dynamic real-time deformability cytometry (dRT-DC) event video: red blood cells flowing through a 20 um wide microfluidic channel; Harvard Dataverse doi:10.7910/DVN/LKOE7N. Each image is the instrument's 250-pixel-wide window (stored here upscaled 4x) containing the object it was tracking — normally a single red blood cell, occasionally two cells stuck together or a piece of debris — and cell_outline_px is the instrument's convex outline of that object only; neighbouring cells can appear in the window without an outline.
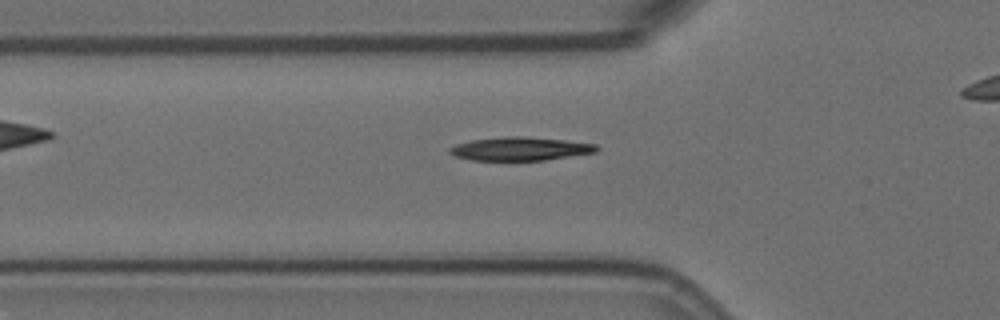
{"species": "Egyptian fruit bat (a non-hibernating species)", "species_latin": "Rousettus aegyptiacus", "temperature_condition": "room temperature", "stored_images_in_passage": 48, "camera_frame_rate_fps": 3000, "um_per_image_px": 0.085, "animal": {"sex": "female"}, "frame": {"image": 1, "passage_image": 18, "time_ms": 5.667, "image_size_px": [1000, 320], "cell_outline_px": [[600, 148], [596, 152], [544, 160], [472, 160], [456, 156], [448, 152], [448, 148], [456, 144], [472, 140], [504, 136], [524, 136], [564, 140], [596, 144]], "centroid_in_image_um": [44.21, 12.64], "position_along_channel_um": 81.6, "area_um2": 20.0}}
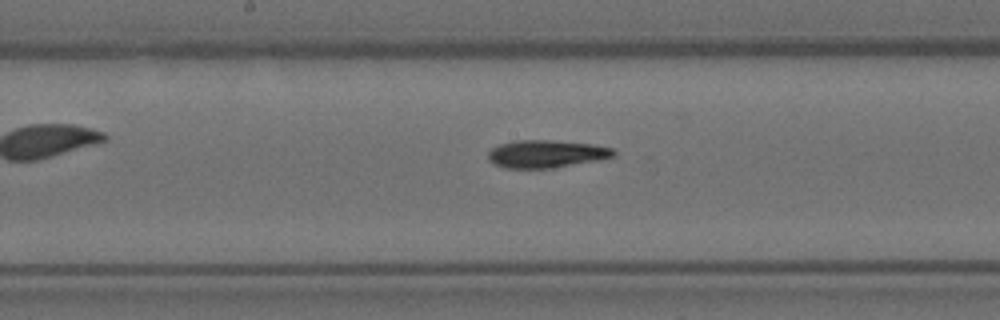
{"frame": {"image": 2, "passage_image": 28, "time_ms": 9.0, "image_size_px": [1000, 320], "cell_outline_px": [[616, 156], [600, 160], [552, 168], [504, 168], [488, 160], [488, 152], [492, 148], [500, 144], [512, 140], [552, 140], [592, 144], [612, 148], [616, 152]], "centroid_in_image_um": [46.44, 13.08], "position_along_channel_um": 201.8, "area_um2": 20.35}}
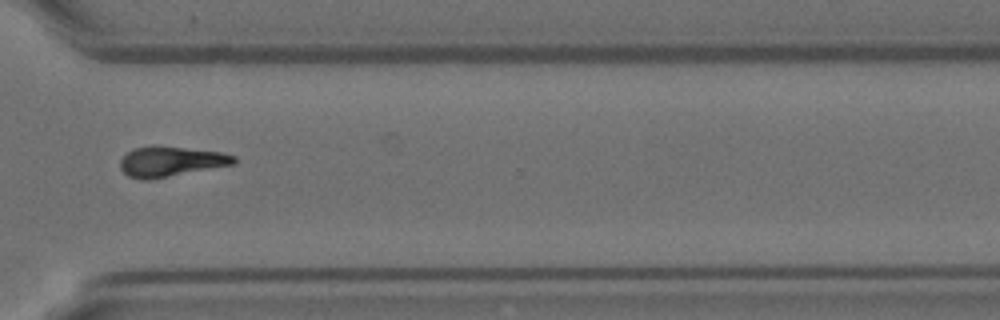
{"frame": {"image": 3, "passage_image": 41, "time_ms": 13.333, "image_size_px": [1000, 320], "cell_outline_px": [[236, 164], [148, 180], [140, 180], [128, 176], [120, 168], [120, 160], [128, 152], [136, 148], [184, 148], [220, 152], [236, 156]], "centroid_in_image_um": [14.55, 13.77], "position_along_channel_um": 356.1, "area_um2": 19.31}}